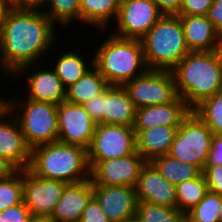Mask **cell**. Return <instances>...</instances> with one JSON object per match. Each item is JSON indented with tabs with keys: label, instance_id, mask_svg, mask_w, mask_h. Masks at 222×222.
Here are the masks:
<instances>
[{
	"label": "cell",
	"instance_id": "cell-1",
	"mask_svg": "<svg viewBox=\"0 0 222 222\" xmlns=\"http://www.w3.org/2000/svg\"><path fill=\"white\" fill-rule=\"evenodd\" d=\"M55 27L43 11L10 8L0 22V57L11 76L38 65L57 42Z\"/></svg>",
	"mask_w": 222,
	"mask_h": 222
},
{
	"label": "cell",
	"instance_id": "cell-2",
	"mask_svg": "<svg viewBox=\"0 0 222 222\" xmlns=\"http://www.w3.org/2000/svg\"><path fill=\"white\" fill-rule=\"evenodd\" d=\"M171 72L178 96L191 111L222 91V67L215 51H190Z\"/></svg>",
	"mask_w": 222,
	"mask_h": 222
},
{
	"label": "cell",
	"instance_id": "cell-3",
	"mask_svg": "<svg viewBox=\"0 0 222 222\" xmlns=\"http://www.w3.org/2000/svg\"><path fill=\"white\" fill-rule=\"evenodd\" d=\"M28 169L39 177L67 184L90 179L87 150L60 141L31 149Z\"/></svg>",
	"mask_w": 222,
	"mask_h": 222
},
{
	"label": "cell",
	"instance_id": "cell-4",
	"mask_svg": "<svg viewBox=\"0 0 222 222\" xmlns=\"http://www.w3.org/2000/svg\"><path fill=\"white\" fill-rule=\"evenodd\" d=\"M94 55L93 66L109 85L122 86L149 70L142 42L138 39L123 38L111 33Z\"/></svg>",
	"mask_w": 222,
	"mask_h": 222
},
{
	"label": "cell",
	"instance_id": "cell-5",
	"mask_svg": "<svg viewBox=\"0 0 222 222\" xmlns=\"http://www.w3.org/2000/svg\"><path fill=\"white\" fill-rule=\"evenodd\" d=\"M141 42L149 70L171 71L190 52L179 15L164 14Z\"/></svg>",
	"mask_w": 222,
	"mask_h": 222
},
{
	"label": "cell",
	"instance_id": "cell-6",
	"mask_svg": "<svg viewBox=\"0 0 222 222\" xmlns=\"http://www.w3.org/2000/svg\"><path fill=\"white\" fill-rule=\"evenodd\" d=\"M24 99L27 100L22 102L21 99L18 100L14 96L5 100V106L17 120L27 146L33 149L43 144L58 141V105L30 98ZM16 109L21 112L17 113Z\"/></svg>",
	"mask_w": 222,
	"mask_h": 222
},
{
	"label": "cell",
	"instance_id": "cell-7",
	"mask_svg": "<svg viewBox=\"0 0 222 222\" xmlns=\"http://www.w3.org/2000/svg\"><path fill=\"white\" fill-rule=\"evenodd\" d=\"M213 136L207 125L193 111H190L176 131L169 155L193 164L203 171Z\"/></svg>",
	"mask_w": 222,
	"mask_h": 222
},
{
	"label": "cell",
	"instance_id": "cell-8",
	"mask_svg": "<svg viewBox=\"0 0 222 222\" xmlns=\"http://www.w3.org/2000/svg\"><path fill=\"white\" fill-rule=\"evenodd\" d=\"M122 86L136 109L168 104L178 97L173 74L168 70H148Z\"/></svg>",
	"mask_w": 222,
	"mask_h": 222
},
{
	"label": "cell",
	"instance_id": "cell-9",
	"mask_svg": "<svg viewBox=\"0 0 222 222\" xmlns=\"http://www.w3.org/2000/svg\"><path fill=\"white\" fill-rule=\"evenodd\" d=\"M136 152V133L133 127L115 124H96L87 150L88 161H105Z\"/></svg>",
	"mask_w": 222,
	"mask_h": 222
},
{
	"label": "cell",
	"instance_id": "cell-10",
	"mask_svg": "<svg viewBox=\"0 0 222 222\" xmlns=\"http://www.w3.org/2000/svg\"><path fill=\"white\" fill-rule=\"evenodd\" d=\"M163 15L153 0H121L113 34L141 40Z\"/></svg>",
	"mask_w": 222,
	"mask_h": 222
},
{
	"label": "cell",
	"instance_id": "cell-11",
	"mask_svg": "<svg viewBox=\"0 0 222 222\" xmlns=\"http://www.w3.org/2000/svg\"><path fill=\"white\" fill-rule=\"evenodd\" d=\"M146 160L133 154L105 161H88L92 185L135 187Z\"/></svg>",
	"mask_w": 222,
	"mask_h": 222
},
{
	"label": "cell",
	"instance_id": "cell-12",
	"mask_svg": "<svg viewBox=\"0 0 222 222\" xmlns=\"http://www.w3.org/2000/svg\"><path fill=\"white\" fill-rule=\"evenodd\" d=\"M58 141L89 149L96 123L83 105L63 101L57 108Z\"/></svg>",
	"mask_w": 222,
	"mask_h": 222
},
{
	"label": "cell",
	"instance_id": "cell-13",
	"mask_svg": "<svg viewBox=\"0 0 222 222\" xmlns=\"http://www.w3.org/2000/svg\"><path fill=\"white\" fill-rule=\"evenodd\" d=\"M67 183L45 179L23 170V202L32 215L52 216Z\"/></svg>",
	"mask_w": 222,
	"mask_h": 222
},
{
	"label": "cell",
	"instance_id": "cell-14",
	"mask_svg": "<svg viewBox=\"0 0 222 222\" xmlns=\"http://www.w3.org/2000/svg\"><path fill=\"white\" fill-rule=\"evenodd\" d=\"M93 197L111 222H133L137 209L135 187L93 185Z\"/></svg>",
	"mask_w": 222,
	"mask_h": 222
},
{
	"label": "cell",
	"instance_id": "cell-15",
	"mask_svg": "<svg viewBox=\"0 0 222 222\" xmlns=\"http://www.w3.org/2000/svg\"><path fill=\"white\" fill-rule=\"evenodd\" d=\"M30 154L17 120L5 106L0 111V155L24 170L30 164Z\"/></svg>",
	"mask_w": 222,
	"mask_h": 222
},
{
	"label": "cell",
	"instance_id": "cell-16",
	"mask_svg": "<svg viewBox=\"0 0 222 222\" xmlns=\"http://www.w3.org/2000/svg\"><path fill=\"white\" fill-rule=\"evenodd\" d=\"M135 191L138 201L177 208L175 186L151 162L142 167Z\"/></svg>",
	"mask_w": 222,
	"mask_h": 222
},
{
	"label": "cell",
	"instance_id": "cell-17",
	"mask_svg": "<svg viewBox=\"0 0 222 222\" xmlns=\"http://www.w3.org/2000/svg\"><path fill=\"white\" fill-rule=\"evenodd\" d=\"M191 110L178 96L173 102L136 109L134 130H147L156 126H180Z\"/></svg>",
	"mask_w": 222,
	"mask_h": 222
},
{
	"label": "cell",
	"instance_id": "cell-18",
	"mask_svg": "<svg viewBox=\"0 0 222 222\" xmlns=\"http://www.w3.org/2000/svg\"><path fill=\"white\" fill-rule=\"evenodd\" d=\"M93 197L91 179L67 184L51 218L55 222L80 221L83 210Z\"/></svg>",
	"mask_w": 222,
	"mask_h": 222
},
{
	"label": "cell",
	"instance_id": "cell-19",
	"mask_svg": "<svg viewBox=\"0 0 222 222\" xmlns=\"http://www.w3.org/2000/svg\"><path fill=\"white\" fill-rule=\"evenodd\" d=\"M189 51L216 50L220 34L207 16H179Z\"/></svg>",
	"mask_w": 222,
	"mask_h": 222
},
{
	"label": "cell",
	"instance_id": "cell-20",
	"mask_svg": "<svg viewBox=\"0 0 222 222\" xmlns=\"http://www.w3.org/2000/svg\"><path fill=\"white\" fill-rule=\"evenodd\" d=\"M38 69L27 75L28 96L37 101L48 102L59 105L66 100V88L56 75L53 68Z\"/></svg>",
	"mask_w": 222,
	"mask_h": 222
},
{
	"label": "cell",
	"instance_id": "cell-21",
	"mask_svg": "<svg viewBox=\"0 0 222 222\" xmlns=\"http://www.w3.org/2000/svg\"><path fill=\"white\" fill-rule=\"evenodd\" d=\"M179 126H156L147 130H134L136 151L151 162L158 156L169 154Z\"/></svg>",
	"mask_w": 222,
	"mask_h": 222
},
{
	"label": "cell",
	"instance_id": "cell-22",
	"mask_svg": "<svg viewBox=\"0 0 222 222\" xmlns=\"http://www.w3.org/2000/svg\"><path fill=\"white\" fill-rule=\"evenodd\" d=\"M136 107L123 86L109 85L104 90V124L133 127Z\"/></svg>",
	"mask_w": 222,
	"mask_h": 222
},
{
	"label": "cell",
	"instance_id": "cell-23",
	"mask_svg": "<svg viewBox=\"0 0 222 222\" xmlns=\"http://www.w3.org/2000/svg\"><path fill=\"white\" fill-rule=\"evenodd\" d=\"M121 0H80V22L98 29L109 26L116 20Z\"/></svg>",
	"mask_w": 222,
	"mask_h": 222
},
{
	"label": "cell",
	"instance_id": "cell-24",
	"mask_svg": "<svg viewBox=\"0 0 222 222\" xmlns=\"http://www.w3.org/2000/svg\"><path fill=\"white\" fill-rule=\"evenodd\" d=\"M108 86L106 79L93 66L66 89V101L82 105L103 92Z\"/></svg>",
	"mask_w": 222,
	"mask_h": 222
},
{
	"label": "cell",
	"instance_id": "cell-25",
	"mask_svg": "<svg viewBox=\"0 0 222 222\" xmlns=\"http://www.w3.org/2000/svg\"><path fill=\"white\" fill-rule=\"evenodd\" d=\"M54 62L53 69L66 89L93 67V59L85 62L83 56L72 50L59 53L58 61Z\"/></svg>",
	"mask_w": 222,
	"mask_h": 222
},
{
	"label": "cell",
	"instance_id": "cell-26",
	"mask_svg": "<svg viewBox=\"0 0 222 222\" xmlns=\"http://www.w3.org/2000/svg\"><path fill=\"white\" fill-rule=\"evenodd\" d=\"M151 163L174 186L198 177L202 171L195 165L173 158L169 154L154 158Z\"/></svg>",
	"mask_w": 222,
	"mask_h": 222
},
{
	"label": "cell",
	"instance_id": "cell-27",
	"mask_svg": "<svg viewBox=\"0 0 222 222\" xmlns=\"http://www.w3.org/2000/svg\"><path fill=\"white\" fill-rule=\"evenodd\" d=\"M177 209L187 213L196 206L208 192L203 173L194 179H189L175 186Z\"/></svg>",
	"mask_w": 222,
	"mask_h": 222
},
{
	"label": "cell",
	"instance_id": "cell-28",
	"mask_svg": "<svg viewBox=\"0 0 222 222\" xmlns=\"http://www.w3.org/2000/svg\"><path fill=\"white\" fill-rule=\"evenodd\" d=\"M186 216L177 208L138 201L135 222H181Z\"/></svg>",
	"mask_w": 222,
	"mask_h": 222
},
{
	"label": "cell",
	"instance_id": "cell-29",
	"mask_svg": "<svg viewBox=\"0 0 222 222\" xmlns=\"http://www.w3.org/2000/svg\"><path fill=\"white\" fill-rule=\"evenodd\" d=\"M46 5L43 12L55 26L67 27L74 20L80 21V0H47Z\"/></svg>",
	"mask_w": 222,
	"mask_h": 222
},
{
	"label": "cell",
	"instance_id": "cell-30",
	"mask_svg": "<svg viewBox=\"0 0 222 222\" xmlns=\"http://www.w3.org/2000/svg\"><path fill=\"white\" fill-rule=\"evenodd\" d=\"M192 111L207 125L214 135L222 134V91L203 100Z\"/></svg>",
	"mask_w": 222,
	"mask_h": 222
},
{
	"label": "cell",
	"instance_id": "cell-31",
	"mask_svg": "<svg viewBox=\"0 0 222 222\" xmlns=\"http://www.w3.org/2000/svg\"><path fill=\"white\" fill-rule=\"evenodd\" d=\"M23 201V170L0 179V212Z\"/></svg>",
	"mask_w": 222,
	"mask_h": 222
},
{
	"label": "cell",
	"instance_id": "cell-32",
	"mask_svg": "<svg viewBox=\"0 0 222 222\" xmlns=\"http://www.w3.org/2000/svg\"><path fill=\"white\" fill-rule=\"evenodd\" d=\"M221 195L207 192L204 198L186 213L192 222H219Z\"/></svg>",
	"mask_w": 222,
	"mask_h": 222
},
{
	"label": "cell",
	"instance_id": "cell-33",
	"mask_svg": "<svg viewBox=\"0 0 222 222\" xmlns=\"http://www.w3.org/2000/svg\"><path fill=\"white\" fill-rule=\"evenodd\" d=\"M214 0H183L179 16H207Z\"/></svg>",
	"mask_w": 222,
	"mask_h": 222
},
{
	"label": "cell",
	"instance_id": "cell-34",
	"mask_svg": "<svg viewBox=\"0 0 222 222\" xmlns=\"http://www.w3.org/2000/svg\"><path fill=\"white\" fill-rule=\"evenodd\" d=\"M202 173L208 191L222 196V165L205 166Z\"/></svg>",
	"mask_w": 222,
	"mask_h": 222
},
{
	"label": "cell",
	"instance_id": "cell-35",
	"mask_svg": "<svg viewBox=\"0 0 222 222\" xmlns=\"http://www.w3.org/2000/svg\"><path fill=\"white\" fill-rule=\"evenodd\" d=\"M31 215L30 210L22 201L20 204L1 211L0 222H27Z\"/></svg>",
	"mask_w": 222,
	"mask_h": 222
},
{
	"label": "cell",
	"instance_id": "cell-36",
	"mask_svg": "<svg viewBox=\"0 0 222 222\" xmlns=\"http://www.w3.org/2000/svg\"><path fill=\"white\" fill-rule=\"evenodd\" d=\"M82 105L96 124H104V91Z\"/></svg>",
	"mask_w": 222,
	"mask_h": 222
},
{
	"label": "cell",
	"instance_id": "cell-37",
	"mask_svg": "<svg viewBox=\"0 0 222 222\" xmlns=\"http://www.w3.org/2000/svg\"><path fill=\"white\" fill-rule=\"evenodd\" d=\"M80 222H111L102 211L94 197L88 202L83 210Z\"/></svg>",
	"mask_w": 222,
	"mask_h": 222
},
{
	"label": "cell",
	"instance_id": "cell-38",
	"mask_svg": "<svg viewBox=\"0 0 222 222\" xmlns=\"http://www.w3.org/2000/svg\"><path fill=\"white\" fill-rule=\"evenodd\" d=\"M222 165V134L214 135L205 166Z\"/></svg>",
	"mask_w": 222,
	"mask_h": 222
},
{
	"label": "cell",
	"instance_id": "cell-39",
	"mask_svg": "<svg viewBox=\"0 0 222 222\" xmlns=\"http://www.w3.org/2000/svg\"><path fill=\"white\" fill-rule=\"evenodd\" d=\"M215 30L222 35V0H214L207 14Z\"/></svg>",
	"mask_w": 222,
	"mask_h": 222
},
{
	"label": "cell",
	"instance_id": "cell-40",
	"mask_svg": "<svg viewBox=\"0 0 222 222\" xmlns=\"http://www.w3.org/2000/svg\"><path fill=\"white\" fill-rule=\"evenodd\" d=\"M47 0H10V5L15 9L43 11Z\"/></svg>",
	"mask_w": 222,
	"mask_h": 222
},
{
	"label": "cell",
	"instance_id": "cell-41",
	"mask_svg": "<svg viewBox=\"0 0 222 222\" xmlns=\"http://www.w3.org/2000/svg\"><path fill=\"white\" fill-rule=\"evenodd\" d=\"M163 14L178 15L183 0H153Z\"/></svg>",
	"mask_w": 222,
	"mask_h": 222
},
{
	"label": "cell",
	"instance_id": "cell-42",
	"mask_svg": "<svg viewBox=\"0 0 222 222\" xmlns=\"http://www.w3.org/2000/svg\"><path fill=\"white\" fill-rule=\"evenodd\" d=\"M18 170L12 162L0 155V179L8 178Z\"/></svg>",
	"mask_w": 222,
	"mask_h": 222
},
{
	"label": "cell",
	"instance_id": "cell-43",
	"mask_svg": "<svg viewBox=\"0 0 222 222\" xmlns=\"http://www.w3.org/2000/svg\"><path fill=\"white\" fill-rule=\"evenodd\" d=\"M10 8V0H0V22L5 18Z\"/></svg>",
	"mask_w": 222,
	"mask_h": 222
},
{
	"label": "cell",
	"instance_id": "cell-44",
	"mask_svg": "<svg viewBox=\"0 0 222 222\" xmlns=\"http://www.w3.org/2000/svg\"><path fill=\"white\" fill-rule=\"evenodd\" d=\"M27 222H55L50 216L31 215Z\"/></svg>",
	"mask_w": 222,
	"mask_h": 222
},
{
	"label": "cell",
	"instance_id": "cell-45",
	"mask_svg": "<svg viewBox=\"0 0 222 222\" xmlns=\"http://www.w3.org/2000/svg\"><path fill=\"white\" fill-rule=\"evenodd\" d=\"M215 52L217 53V56L219 58L222 67V35H220L219 37Z\"/></svg>",
	"mask_w": 222,
	"mask_h": 222
},
{
	"label": "cell",
	"instance_id": "cell-46",
	"mask_svg": "<svg viewBox=\"0 0 222 222\" xmlns=\"http://www.w3.org/2000/svg\"><path fill=\"white\" fill-rule=\"evenodd\" d=\"M0 70H1V72H4V74L7 76V75H11L6 69H5V67H4V65H3V63H2V61H1V57H0Z\"/></svg>",
	"mask_w": 222,
	"mask_h": 222
},
{
	"label": "cell",
	"instance_id": "cell-47",
	"mask_svg": "<svg viewBox=\"0 0 222 222\" xmlns=\"http://www.w3.org/2000/svg\"><path fill=\"white\" fill-rule=\"evenodd\" d=\"M219 222H222V196H221V205L219 208Z\"/></svg>",
	"mask_w": 222,
	"mask_h": 222
},
{
	"label": "cell",
	"instance_id": "cell-48",
	"mask_svg": "<svg viewBox=\"0 0 222 222\" xmlns=\"http://www.w3.org/2000/svg\"><path fill=\"white\" fill-rule=\"evenodd\" d=\"M1 97V96H0ZM5 107V99L4 98H0V111Z\"/></svg>",
	"mask_w": 222,
	"mask_h": 222
},
{
	"label": "cell",
	"instance_id": "cell-49",
	"mask_svg": "<svg viewBox=\"0 0 222 222\" xmlns=\"http://www.w3.org/2000/svg\"><path fill=\"white\" fill-rule=\"evenodd\" d=\"M181 222H192V221L185 216Z\"/></svg>",
	"mask_w": 222,
	"mask_h": 222
}]
</instances>
